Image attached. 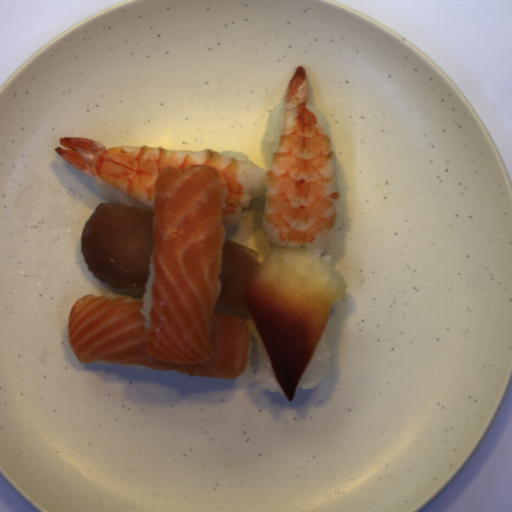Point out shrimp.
Listing matches in <instances>:
<instances>
[{"mask_svg":"<svg viewBox=\"0 0 512 512\" xmlns=\"http://www.w3.org/2000/svg\"><path fill=\"white\" fill-rule=\"evenodd\" d=\"M310 83L303 65L292 70L284 92L285 120L268 169L208 148L166 149L155 145L108 148L100 139L58 138L52 149L82 174L134 199L153 212L156 178L164 167L196 164L221 174V227L234 229L251 203V193L266 187L262 213L265 240L290 249H326L336 237L340 191L336 152L322 118L309 102Z\"/></svg>","mask_w":512,"mask_h":512,"instance_id":"a79e029a","label":"shrimp"}]
</instances>
